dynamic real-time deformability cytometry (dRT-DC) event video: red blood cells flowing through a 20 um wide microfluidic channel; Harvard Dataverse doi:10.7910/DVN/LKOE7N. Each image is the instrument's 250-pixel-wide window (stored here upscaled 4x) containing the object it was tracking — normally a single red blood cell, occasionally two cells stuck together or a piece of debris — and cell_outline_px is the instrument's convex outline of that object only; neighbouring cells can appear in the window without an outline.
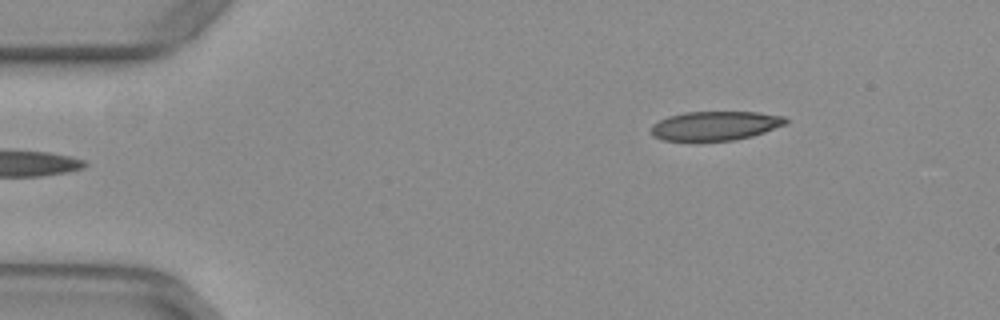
{"species": "common noctule bat (a hibernating species)", "species_latin": "Nyctalus noctula", "temperature_condition": "warm", "stored_images_in_passage": 7, "camera_frame_rate_fps": 3000, "um_per_image_px": 0.085, "animal": {"sex": "female", "body_mass_g": 29.2, "forearm_length_mm": 56.3}, "frame": {"image": 1, "passage_image": 1, "time_ms": 0.0, "image_size_px": [1000, 320], "cell_outline_px": [[788, 120], [784, 124], [764, 132], [752, 136], [732, 140], [664, 140], [652, 136], [652, 124], [668, 116], [684, 112], [756, 112], [784, 116]], "centroid_in_image_um": [60.78, 10.68], "position_along_channel_um": 24.2, "area_um2": 22.54}}